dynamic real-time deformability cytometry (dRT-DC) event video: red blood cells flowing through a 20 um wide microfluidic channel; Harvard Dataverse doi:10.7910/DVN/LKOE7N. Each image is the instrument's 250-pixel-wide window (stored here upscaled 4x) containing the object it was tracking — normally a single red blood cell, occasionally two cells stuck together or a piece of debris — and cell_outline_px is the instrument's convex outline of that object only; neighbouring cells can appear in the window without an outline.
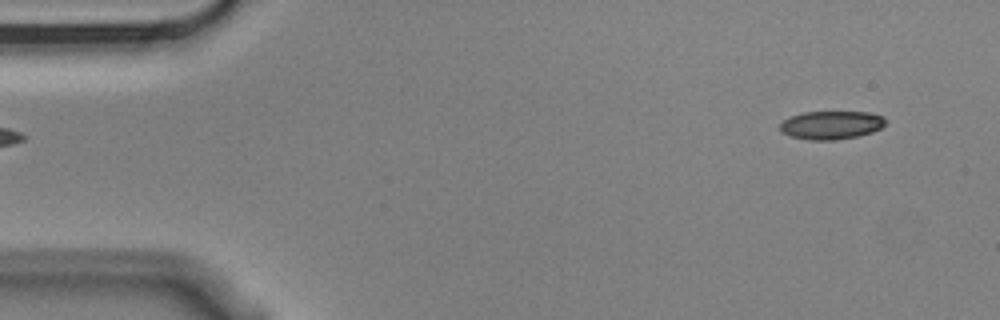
{"species": "Egyptian fruit bat (a non-hibernating species)", "species_latin": "Rousettus aegyptiacus", "temperature_condition": "cold", "stored_images_in_passage": 6, "camera_frame_rate_fps": 3000, "um_per_image_px": 0.085, "animal": {"sex": "male"}, "frame": {"image": 1, "passage_image": 1, "time_ms": 0.0, "image_size_px": [1000, 320], "cell_outline_px": [[888, 120], [880, 128], [872, 132], [856, 136], [836, 140], [808, 140], [792, 136], [780, 132], [780, 124], [788, 116], [804, 112], [868, 112], [884, 116]], "centroid_in_image_um": [70.65, 10.62], "position_along_channel_um": 14.4, "area_um2": 17.51}}
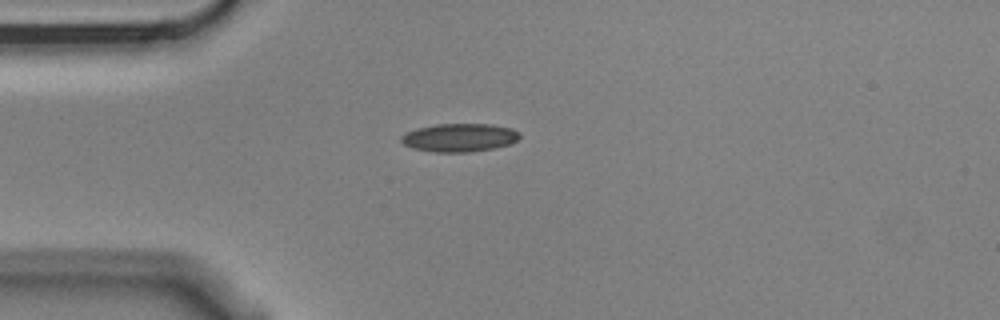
{"frame": {"image": 2, "passage_image": 4, "time_ms": 1.0, "image_size_px": [1000, 320], "cell_outline_px": [[520, 136], [516, 140], [508, 144], [496, 148], [472, 152], [432, 152], [412, 148], [404, 144], [400, 140], [400, 136], [416, 128], [436, 124], [488, 124], [512, 128], [520, 132]], "centroid_in_image_um": [39.04, 11.7], "position_along_channel_um": 46.0, "area_um2": 19.59}}
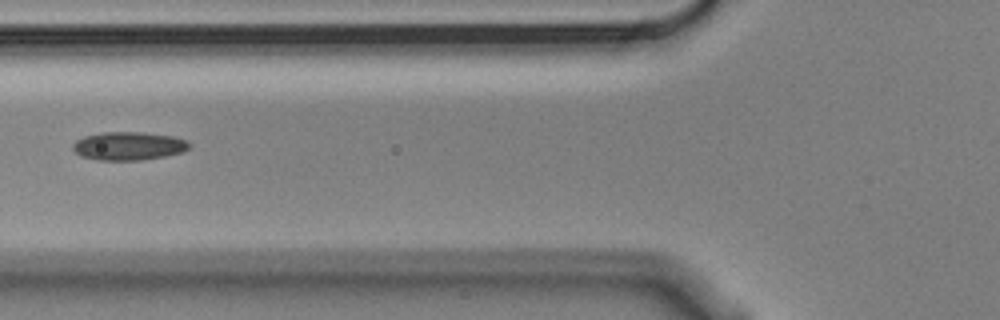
{"frame": {"image": 3, "passage_image": 6, "time_ms": 1.667, "image_size_px": [1000, 320], "cell_outline_px": [[188, 148], [184, 152], [164, 156], [140, 160], [96, 160], [80, 156], [72, 148], [72, 144], [76, 140], [84, 136], [104, 132], [140, 132], [172, 136], [188, 140]], "centroid_in_image_um": [10.9, 12.41], "position_along_channel_um": 114.9, "area_um2": 19.19}}